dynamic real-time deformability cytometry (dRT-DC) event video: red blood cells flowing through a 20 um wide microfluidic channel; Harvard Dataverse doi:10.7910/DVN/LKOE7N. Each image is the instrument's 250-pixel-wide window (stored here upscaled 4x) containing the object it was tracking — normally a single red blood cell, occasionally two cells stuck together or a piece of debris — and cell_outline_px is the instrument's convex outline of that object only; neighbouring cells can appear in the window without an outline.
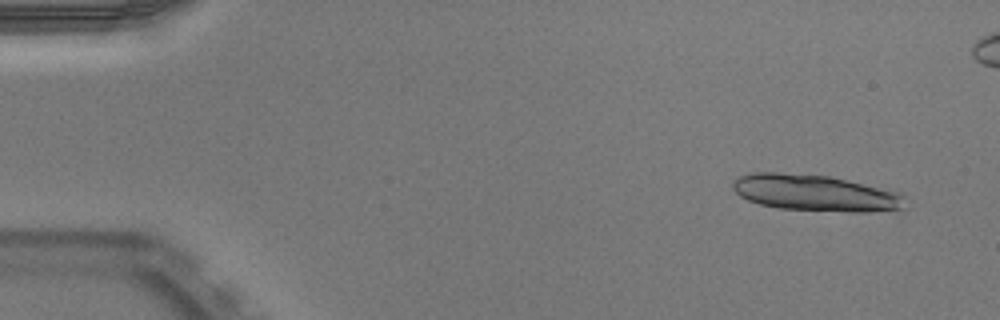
{"species": "Egyptian fruit bat (a non-hibernating species)", "species_latin": "Rousettus aegyptiacus", "temperature_condition": "warm", "stored_images_in_passage": 15, "camera_frame_rate_fps": 3000, "um_per_image_px": 0.085, "animal": {"sex": "male"}, "frame": {"image": 1, "passage_image": 3, "time_ms": 0.667, "image_size_px": [1000, 320], "cell_outline_px": [[904, 196], [900, 208], [864, 212], [852, 212], [780, 208], [760, 204], [748, 200], [740, 196], [732, 188], [732, 180], [740, 176], [752, 172], [780, 172], [828, 176], [848, 180], [900, 192]], "centroid_in_image_um": [69.22, 16.38], "position_along_channel_um": 15.8, "area_um2": 36.18}}